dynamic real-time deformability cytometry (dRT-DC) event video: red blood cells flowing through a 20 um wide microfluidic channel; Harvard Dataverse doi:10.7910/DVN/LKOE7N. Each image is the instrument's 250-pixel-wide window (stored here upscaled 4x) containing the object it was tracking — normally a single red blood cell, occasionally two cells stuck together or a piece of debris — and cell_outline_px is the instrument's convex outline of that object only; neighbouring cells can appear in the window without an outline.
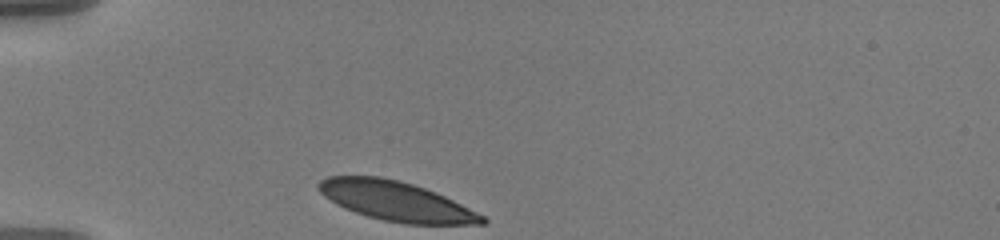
{"species": "human", "species_latin": "Homo sapiens", "temperature_condition": "warm", "stored_images_in_passage": 34, "camera_frame_rate_fps": 3000, "um_per_image_px": 0.085, "donor": {"sex": "male"}, "frame": {"image": 1, "passage_image": 1, "time_ms": 0.0, "image_size_px": [1000, 240], "cell_outline_px": [[488, 220], [484, 224], [404, 224], [384, 220], [368, 216], [344, 208], [336, 204], [324, 196], [316, 188], [316, 184], [320, 180], [328, 176], [380, 176], [412, 184], [436, 192], [484, 216]], "centroid_in_image_um": [33.62, 17.09], "position_along_channel_um": 51.4, "area_um2": 37.34}}
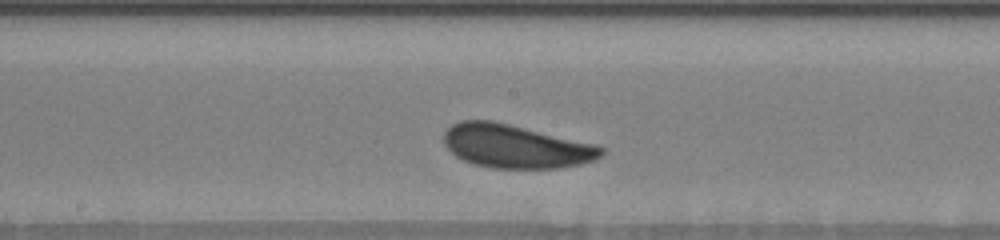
{"frame": {"image": 2, "passage_image": 16, "time_ms": 5.0, "image_size_px": [1000, 240], "cell_outline_px": [[604, 152], [596, 160], [580, 164], [560, 168], [492, 168], [472, 164], [456, 156], [444, 144], [444, 132], [452, 124], [460, 120], [492, 120], [592, 144], [604, 148]], "centroid_in_image_um": [43.79, 12.44], "position_along_channel_um": 204.4, "area_um2": 39.54}}
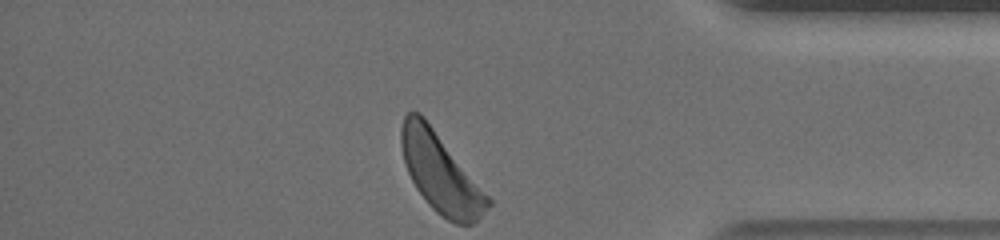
{"frame": {"image": 3, "passage_image": 34, "time_ms": 11.0, "image_size_px": [1000, 240], "cell_outline_px": [[492, 204], [472, 224], [456, 224], [448, 220], [436, 212], [428, 204], [416, 188], [404, 164], [400, 144], [400, 128], [404, 116], [408, 112], [420, 112], [424, 116], [492, 200]], "centroid_in_image_um": [37.42, 14.69], "position_along_channel_um": 397.8, "area_um2": 39.65}, "authors_computed_cell_mechanics": {"area_um2": 39.3329, "velocity_mm_per_s": 3.5292, "shape_relaxation_time_tau1_ms": 2.0478, "shape_relaxation_time_tau2_ms": null, "deformation_change_tau1": 0.0965, "deformation_change_tau2": null}}